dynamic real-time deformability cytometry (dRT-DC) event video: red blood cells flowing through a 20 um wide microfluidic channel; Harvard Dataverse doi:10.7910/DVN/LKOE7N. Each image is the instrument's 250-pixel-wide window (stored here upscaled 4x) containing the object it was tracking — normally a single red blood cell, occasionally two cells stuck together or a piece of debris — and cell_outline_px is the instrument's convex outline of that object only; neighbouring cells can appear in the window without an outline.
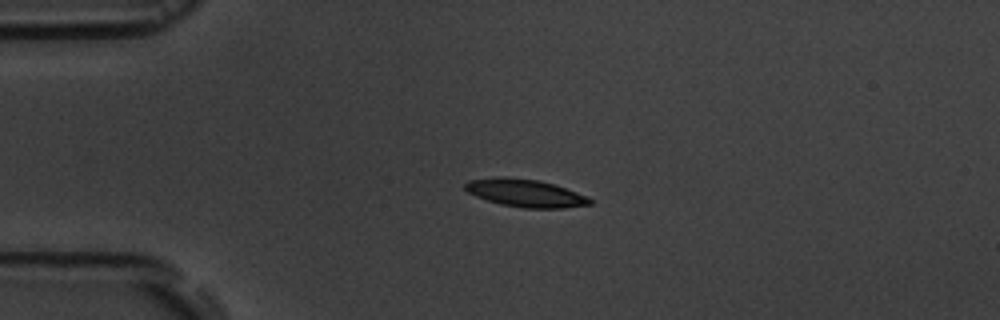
{"species": "common noctule bat (a hibernating species)", "species_latin": "Nyctalus noctula", "temperature_condition": "room temperature", "stored_images_in_passage": 2, "camera_frame_rate_fps": 3000, "um_per_image_px": 0.085, "animal": {"sex": "male", "body_mass_g": 19.5, "forearm_length_mm": 54.6}, "frame": {"image": 1, "passage_image": 1, "time_ms": 0.0, "image_size_px": [1000, 320], "cell_outline_px": [[592, 204], [564, 208], [524, 208], [500, 204], [476, 196], [468, 192], [464, 188], [464, 184], [468, 180], [500, 176], [504, 176], [536, 180], [552, 184], [588, 196], [592, 200]], "centroid_in_image_um": [44.64, 16.41], "position_along_channel_um": 40.4, "area_um2": 20.06}}